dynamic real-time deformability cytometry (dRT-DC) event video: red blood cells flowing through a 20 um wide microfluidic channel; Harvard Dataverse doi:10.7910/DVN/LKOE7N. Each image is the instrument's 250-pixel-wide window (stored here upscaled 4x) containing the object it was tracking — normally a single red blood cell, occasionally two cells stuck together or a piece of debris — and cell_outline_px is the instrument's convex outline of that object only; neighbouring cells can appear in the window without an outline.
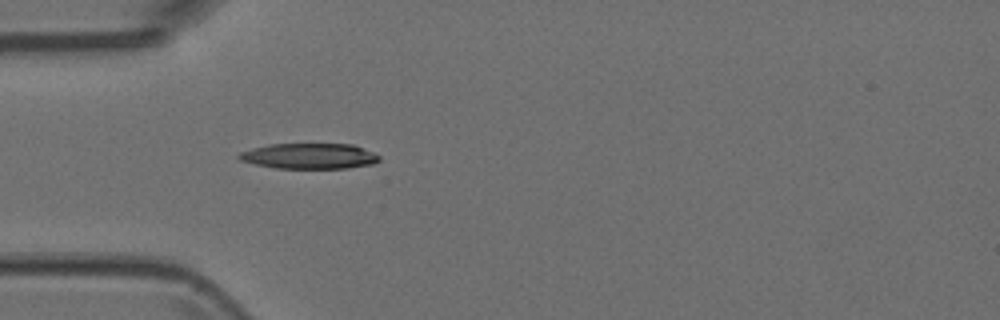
{"species": "Egyptian fruit bat (a non-hibernating species)", "species_latin": "Rousettus aegyptiacus", "temperature_condition": "room temperature", "stored_images_in_passage": 1, "camera_frame_rate_fps": 3000, "um_per_image_px": 0.085, "animal": {"sex": "female"}, "frame": {"image": 1, "passage_image": 1, "time_ms": 0.0, "image_size_px": [1000, 320], "cell_outline_px": [[380, 160], [372, 164], [348, 168], [276, 168], [256, 164], [240, 160], [236, 156], [240, 152], [252, 148], [268, 144], [352, 144], [372, 152], [380, 156]], "centroid_in_image_um": [26.28, 13.26], "position_along_channel_um": 58.7, "area_um2": 20.81}}